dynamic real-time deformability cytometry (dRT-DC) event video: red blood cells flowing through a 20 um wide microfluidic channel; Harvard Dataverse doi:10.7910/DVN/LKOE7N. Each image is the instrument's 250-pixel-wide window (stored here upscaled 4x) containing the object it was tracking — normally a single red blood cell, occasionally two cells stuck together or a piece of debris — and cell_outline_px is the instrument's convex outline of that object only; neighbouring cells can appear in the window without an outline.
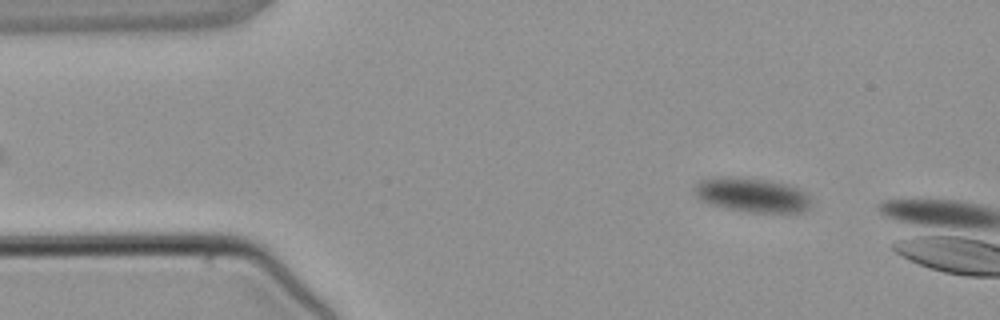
{"species": "common noctule bat (a hibernating species)", "species_latin": "Nyctalus noctula", "temperature_condition": "warm", "stored_images_in_passage": 3, "camera_frame_rate_fps": 3000, "um_per_image_px": 0.085, "animal": {"sex": "male", "body_mass_g": 21.5, "forearm_length_mm": 52.0}, "frame": {"image": 1, "passage_image": 2, "time_ms": 3.667, "image_size_px": [1000, 320], "cell_outline_px": [[812, 204], [804, 212], [744, 212], [724, 208], [708, 204], [700, 200], [696, 196], [692, 188], [700, 180], [716, 176], [728, 176], [764, 180], [784, 184], [800, 188], [808, 192], [812, 196]], "centroid_in_image_um": [63.92, 16.58], "position_along_channel_um": 21.1, "area_um2": 23.87}}